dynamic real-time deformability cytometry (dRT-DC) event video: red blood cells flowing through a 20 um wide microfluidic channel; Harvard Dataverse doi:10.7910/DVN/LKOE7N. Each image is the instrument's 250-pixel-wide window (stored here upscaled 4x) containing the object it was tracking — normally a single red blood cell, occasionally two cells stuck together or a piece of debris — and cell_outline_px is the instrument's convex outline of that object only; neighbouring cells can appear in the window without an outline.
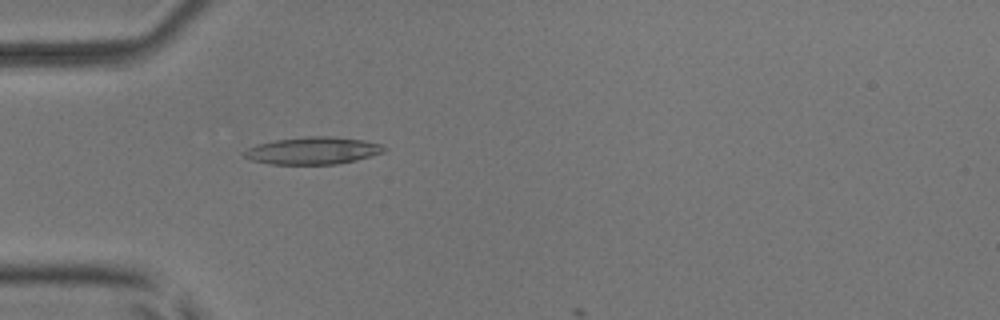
{"species": "common noctule bat (a hibernating species)", "species_latin": "Nyctalus noctula", "temperature_condition": "room temperature", "stored_images_in_passage": 14, "camera_frame_rate_fps": 3000, "um_per_image_px": 0.085, "animal": {"sex": "male", "body_mass_g": 17.9, "forearm_length_mm": 54.2}, "frame": {"image": 1, "passage_image": 13, "time_ms": 4.0, "image_size_px": [1000, 320], "cell_outline_px": [[388, 148], [384, 152], [356, 160], [336, 164], [268, 164], [252, 160], [244, 156], [240, 152], [256, 144], [276, 140], [308, 136], [328, 136], [364, 140], [380, 144]], "centroid_in_image_um": [26.58, 12.8], "position_along_channel_um": 58.4, "area_um2": 22.25}}